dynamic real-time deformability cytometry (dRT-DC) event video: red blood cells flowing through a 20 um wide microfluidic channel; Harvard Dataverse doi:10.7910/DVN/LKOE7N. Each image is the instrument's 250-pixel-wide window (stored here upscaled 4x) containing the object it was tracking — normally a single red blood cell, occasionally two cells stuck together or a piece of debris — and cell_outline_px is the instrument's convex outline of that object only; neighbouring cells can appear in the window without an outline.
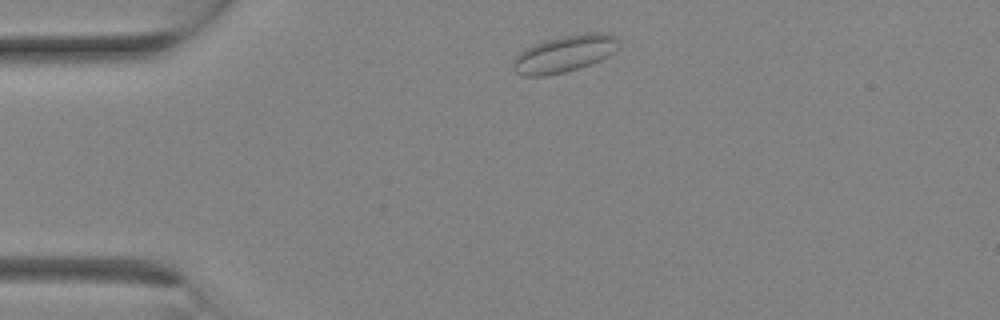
{"species": "Egyptian fruit bat (a non-hibernating species)", "species_latin": "Rousettus aegyptiacus", "temperature_condition": "room temperature", "stored_images_in_passage": 5, "camera_frame_rate_fps": 3000, "um_per_image_px": 0.085, "animal": {"sex": "female"}, "frame": {"image": 1, "passage_image": 1, "time_ms": 0.0, "image_size_px": [1000, 320], "cell_outline_px": [[620, 44], [608, 56], [600, 60], [564, 72], [548, 76], [524, 76], [516, 72], [512, 68], [512, 60], [524, 48], [544, 40], [584, 32], [608, 32], [616, 36], [620, 40]], "centroid_in_image_um": [47.97, 4.55], "position_along_channel_um": 37.0, "area_um2": 22.83}}